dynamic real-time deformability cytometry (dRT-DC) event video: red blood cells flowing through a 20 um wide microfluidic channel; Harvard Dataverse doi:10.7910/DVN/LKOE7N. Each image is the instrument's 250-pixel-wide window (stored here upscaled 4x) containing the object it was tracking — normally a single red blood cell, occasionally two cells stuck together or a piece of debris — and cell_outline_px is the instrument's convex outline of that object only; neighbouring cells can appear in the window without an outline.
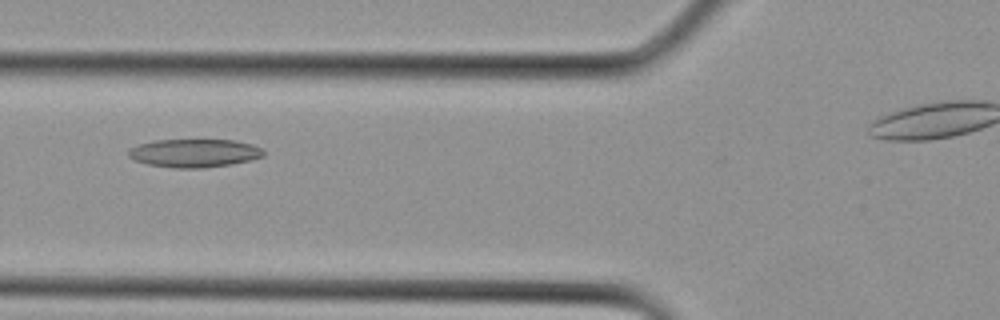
{"species": "Egyptian fruit bat (a non-hibernating species)", "species_latin": "Rousettus aegyptiacus", "temperature_condition": "cold", "stored_images_in_passage": 11, "camera_frame_rate_fps": 3000, "um_per_image_px": 0.085, "animal": {"sex": "female"}, "frame": {"image": 1, "passage_image": 4, "time_ms": 1.0, "image_size_px": [1000, 320], "cell_outline_px": [[264, 156], [252, 160], [232, 164], [204, 168], [172, 168], [148, 164], [136, 160], [128, 156], [128, 152], [132, 148], [140, 144], [156, 140], [236, 140], [252, 144], [264, 148]], "centroid_in_image_um": [16.59, 13.02], "position_along_channel_um": 109.2, "area_um2": 22.31}}
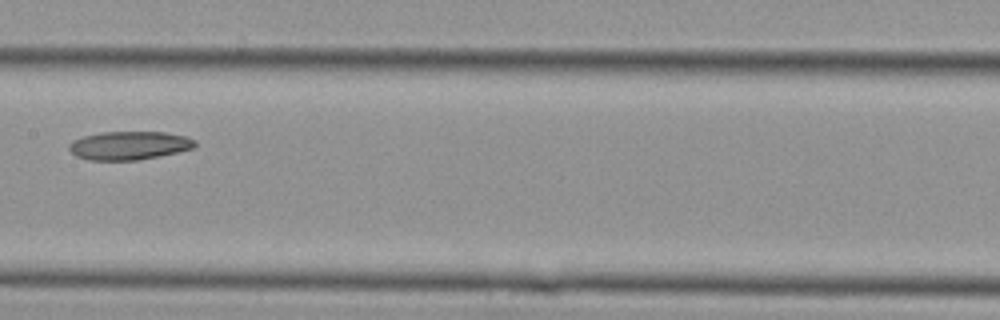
{"frame": {"image": 2, "passage_image": 8, "time_ms": 2.333, "image_size_px": [1000, 320], "cell_outline_px": [[196, 148], [160, 156], [136, 160], [88, 160], [76, 156], [68, 148], [68, 144], [72, 140], [84, 136], [100, 132], [164, 132], [188, 136], [196, 140]], "centroid_in_image_um": [11.01, 12.36], "position_along_channel_um": 196.4, "area_um2": 21.1}}
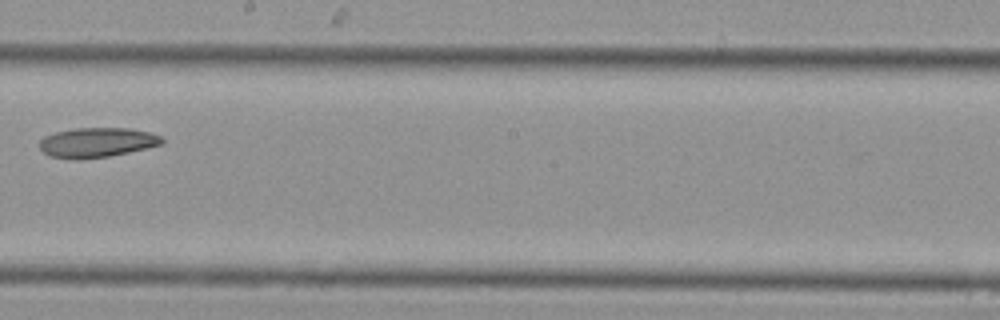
{"frame": {"image": 3, "passage_image": 10, "time_ms": 3.0, "image_size_px": [1000, 320], "cell_outline_px": [[164, 140], [160, 144], [148, 148], [108, 156], [80, 160], [76, 160], [52, 156], [44, 152], [40, 148], [40, 140], [44, 136], [56, 132], [76, 128], [128, 128], [148, 132], [160, 136]], "centroid_in_image_um": [8.22, 12.11], "position_along_channel_um": 240.0, "area_um2": 21.04}}